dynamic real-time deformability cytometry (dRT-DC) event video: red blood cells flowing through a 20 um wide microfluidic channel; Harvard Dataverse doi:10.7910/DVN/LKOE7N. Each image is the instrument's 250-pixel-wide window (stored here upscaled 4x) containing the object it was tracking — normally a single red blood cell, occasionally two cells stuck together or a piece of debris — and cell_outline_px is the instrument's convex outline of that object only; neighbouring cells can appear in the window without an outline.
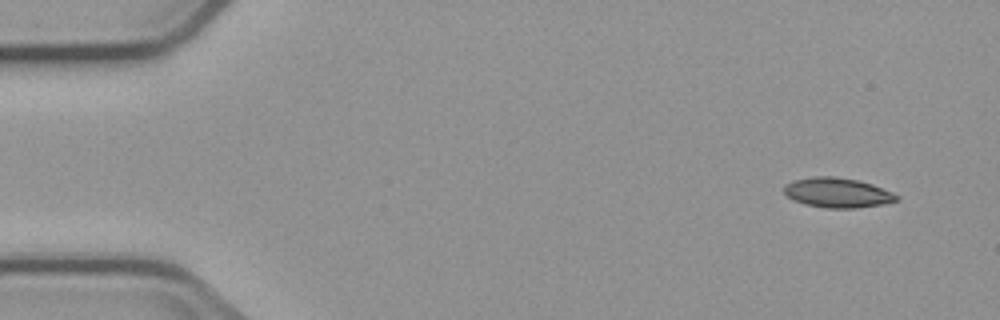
{"species": "common noctule bat (a hibernating species)", "species_latin": "Nyctalus noctula", "temperature_condition": "cold", "stored_images_in_passage": 4, "camera_frame_rate_fps": 3000, "um_per_image_px": 0.085, "animal": {"sex": "male", "body_mass_g": 23.1, "forearm_length_mm": 52.7}, "frame": {"image": 1, "passage_image": 1, "time_ms": 0.0, "image_size_px": [1000, 320], "cell_outline_px": [[900, 196], [896, 200], [884, 204], [856, 208], [824, 208], [804, 204], [792, 200], [784, 192], [784, 184], [792, 180], [812, 176], [832, 176], [860, 180], [872, 184], [892, 192]], "centroid_in_image_um": [71.15, 16.37], "position_along_channel_um": 13.8, "area_um2": 19.77}}